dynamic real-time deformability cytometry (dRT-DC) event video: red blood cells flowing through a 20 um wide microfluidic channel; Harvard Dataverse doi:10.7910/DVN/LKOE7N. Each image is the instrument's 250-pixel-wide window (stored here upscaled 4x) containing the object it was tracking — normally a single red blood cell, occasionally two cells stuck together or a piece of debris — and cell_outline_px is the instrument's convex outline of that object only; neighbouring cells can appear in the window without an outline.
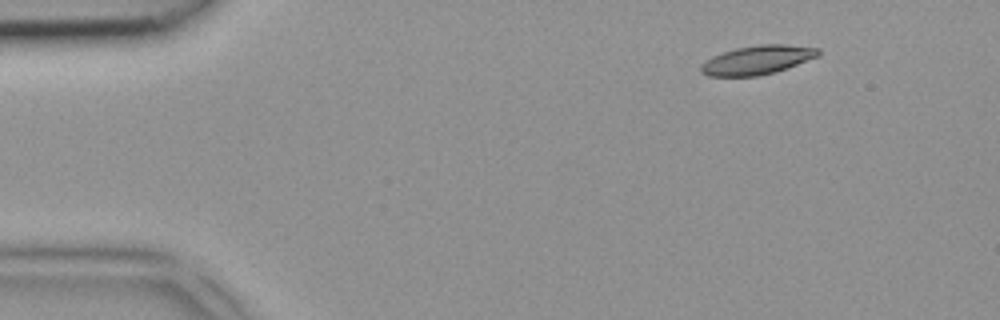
{"species": "common noctule bat (a hibernating species)", "species_latin": "Nyctalus noctula", "temperature_condition": "room temperature", "stored_images_in_passage": 5, "segment_of_instrument_passage": [1, 2], "camera_frame_rate_fps": 3000, "um_per_image_px": 0.085, "animal": {"sex": "female", "body_mass_g": 18.4}, "frame": {"image": 1, "passage_image": 2, "time_ms": 0.333, "image_size_px": [1000, 320], "cell_outline_px": [[820, 56], [788, 68], [776, 72], [760, 76], [708, 76], [700, 72], [700, 64], [712, 56], [736, 48], [760, 44], [784, 44], [820, 48]], "centroid_in_image_um": [64.39, 5.1], "position_along_channel_um": 20.6, "area_um2": 20.0}}